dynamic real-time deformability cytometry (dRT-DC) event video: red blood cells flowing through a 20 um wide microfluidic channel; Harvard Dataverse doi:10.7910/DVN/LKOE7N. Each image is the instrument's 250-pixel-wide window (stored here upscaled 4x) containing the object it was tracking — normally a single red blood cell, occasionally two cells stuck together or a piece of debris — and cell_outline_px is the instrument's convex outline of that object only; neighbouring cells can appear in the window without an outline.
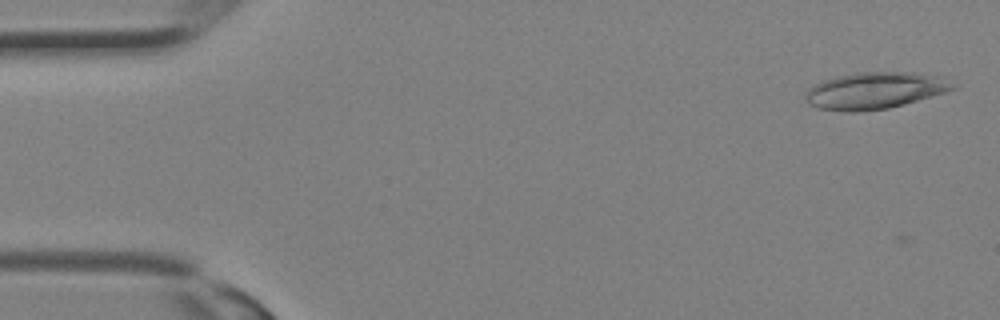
{"species": "Egyptian fruit bat (a non-hibernating species)", "species_latin": "Rousettus aegyptiacus", "temperature_condition": "room temperature", "stored_images_in_passage": 15, "camera_frame_rate_fps": 3000, "um_per_image_px": 0.085, "animal": {"sex": "female"}, "frame": {"image": 1, "passage_image": 1, "time_ms": 0.0, "image_size_px": [1000, 320], "cell_outline_px": [[956, 88], [944, 92], [904, 104], [888, 108], [856, 112], [848, 112], [820, 108], [808, 104], [804, 100], [804, 96], [808, 88], [824, 80], [836, 76], [860, 72], [912, 72], [944, 76], [956, 84]], "centroid_in_image_um": [74.37, 7.69], "position_along_channel_um": 10.6, "area_um2": 31.62}}
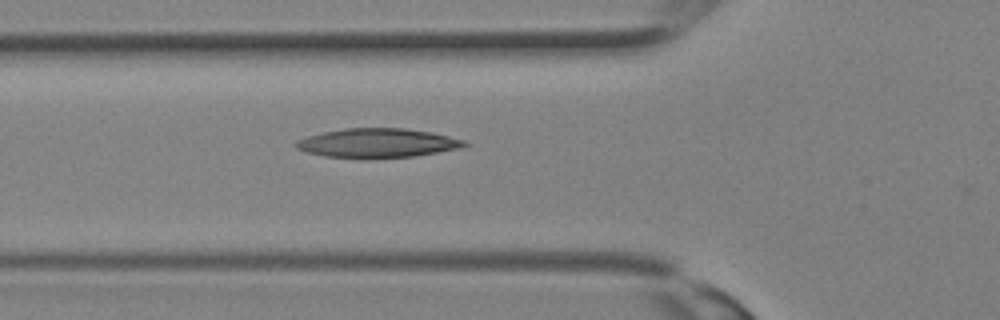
{"frame": {"image": 2, "passage_image": 11, "time_ms": 3.333, "image_size_px": [1000, 320], "cell_outline_px": [[468, 144], [460, 148], [412, 156], [368, 160], [324, 156], [308, 152], [296, 148], [292, 144], [296, 140], [308, 136], [324, 132], [344, 128], [404, 128], [432, 132], [464, 140]], "centroid_in_image_um": [32.03, 12.17], "position_along_channel_um": 93.8, "area_um2": 28.96}}
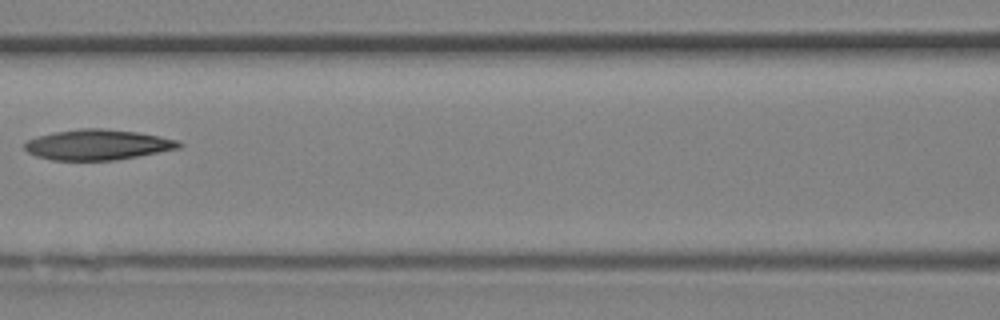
{"frame": {"image": 3, "passage_image": 14, "time_ms": 4.333, "image_size_px": [1000, 320], "cell_outline_px": [[184, 144], [180, 148], [116, 160], [52, 160], [36, 156], [28, 152], [24, 148], [24, 144], [28, 140], [40, 136], [56, 132], [80, 128], [100, 128], [136, 132], [160, 136], [176, 140]], "centroid_in_image_um": [8.31, 12.3], "position_along_channel_um": 158.3, "area_um2": 27.11}}